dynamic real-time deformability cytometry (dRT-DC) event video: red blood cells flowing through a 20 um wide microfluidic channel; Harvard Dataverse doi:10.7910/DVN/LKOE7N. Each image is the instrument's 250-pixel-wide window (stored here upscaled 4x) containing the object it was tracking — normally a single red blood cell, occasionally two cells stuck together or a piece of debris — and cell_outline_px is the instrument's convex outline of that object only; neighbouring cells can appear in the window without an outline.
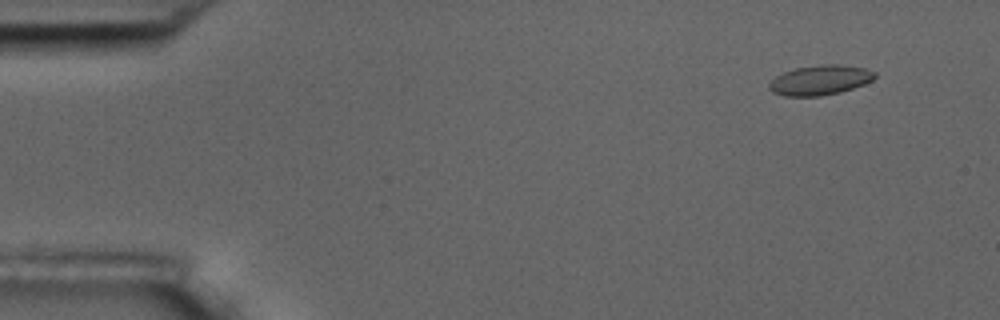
{"species": "common noctule bat (a hibernating species)", "species_latin": "Nyctalus noctula", "temperature_condition": "room temperature", "stored_images_in_passage": 5, "camera_frame_rate_fps": 3000, "um_per_image_px": 0.085, "animal": {"sex": "male", "body_mass_g": 17.5, "forearm_length_mm": 52.3}, "frame": {"image": 1, "passage_image": 2, "time_ms": 1.333, "image_size_px": [1000, 320], "cell_outline_px": [[876, 76], [872, 80], [864, 84], [840, 92], [820, 96], [784, 96], [772, 92], [768, 88], [768, 84], [776, 76], [784, 72], [796, 68], [820, 64], [840, 64], [864, 68], [876, 72]], "centroid_in_image_um": [69.69, 6.8], "position_along_channel_um": 15.3, "area_um2": 18.38}}
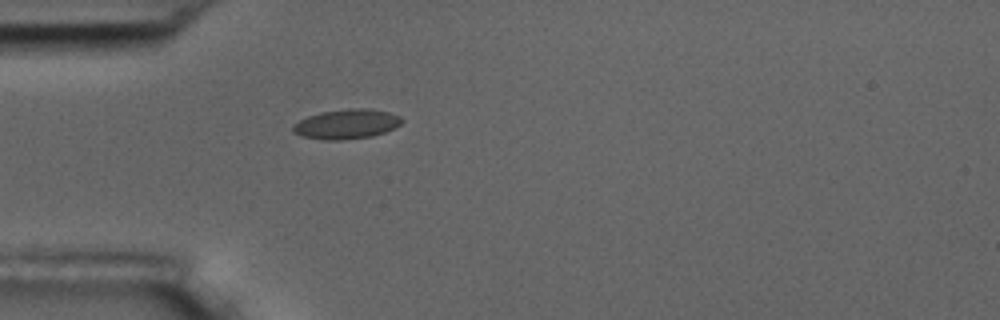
{"frame": {"image": 2, "passage_image": 5, "time_ms": 5.333, "image_size_px": [1000, 320], "cell_outline_px": [[404, 120], [400, 124], [384, 132], [372, 136], [340, 140], [324, 140], [300, 136], [292, 132], [292, 124], [308, 116], [320, 112], [348, 108], [364, 108], [388, 112], [400, 116]], "centroid_in_image_um": [29.41, 10.54], "position_along_channel_um": 55.6, "area_um2": 18.84}}